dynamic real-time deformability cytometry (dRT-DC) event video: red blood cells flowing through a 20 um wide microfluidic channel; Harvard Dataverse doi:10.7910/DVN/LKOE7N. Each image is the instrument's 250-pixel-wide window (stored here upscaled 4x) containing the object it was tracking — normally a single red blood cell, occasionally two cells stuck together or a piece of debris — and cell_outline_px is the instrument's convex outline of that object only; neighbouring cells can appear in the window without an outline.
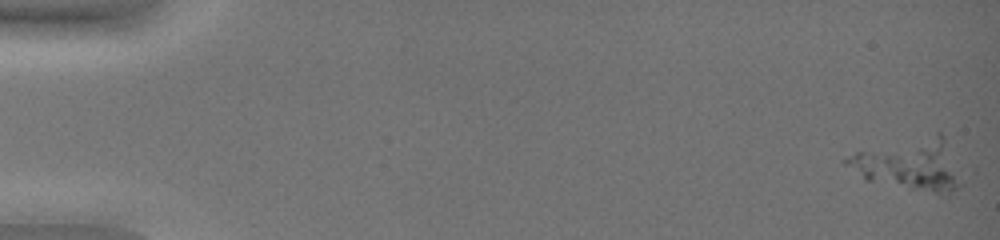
{"species": "common noctule bat (a hibernating species)", "species_latin": "Nyctalus noctula", "temperature_condition": "warm", "stored_images_in_passage": 10, "camera_frame_rate_fps": 3000, "um_per_image_px": 0.085, "animal": {"sex": "female", "body_mass_g": 19.0, "forearm_length_mm": 51.5}, "frame": {"image": 1, "passage_image": 1, "time_ms": 0.0, "image_size_px": [1000, 240], "cell_outline_px": [[960, 184], [956, 188], [948, 192], [936, 192], [864, 180], [844, 164], [840, 160], [856, 152], [936, 132], [940, 132], [944, 136]], "centroid_in_image_um": [77.21, 13.95], "position_along_channel_um": 7.8, "area_um2": 33.0}}